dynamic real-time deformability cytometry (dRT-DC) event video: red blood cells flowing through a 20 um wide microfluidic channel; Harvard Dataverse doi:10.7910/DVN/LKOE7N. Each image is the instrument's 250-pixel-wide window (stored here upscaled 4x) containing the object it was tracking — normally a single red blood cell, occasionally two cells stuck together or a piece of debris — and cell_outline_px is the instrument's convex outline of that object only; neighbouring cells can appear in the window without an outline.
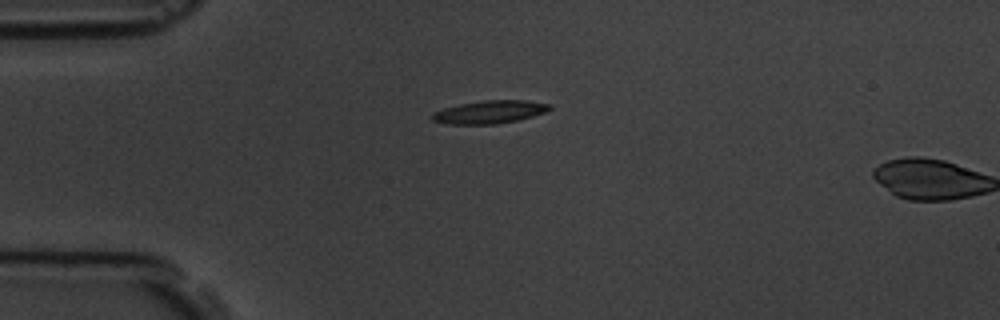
{"species": "common noctule bat (a hibernating species)", "species_latin": "Nyctalus noctula", "temperature_condition": "room temperature", "stored_images_in_passage": 2, "camera_frame_rate_fps": 3000, "um_per_image_px": 0.085, "animal": {"sex": "male", "body_mass_g": 19.5, "forearm_length_mm": 54.6}, "frame": {"image": 1, "passage_image": 1, "time_ms": 0.0, "image_size_px": [1000, 320], "cell_outline_px": [[552, 108], [544, 112], [532, 116], [516, 120], [496, 124], [448, 124], [432, 120], [432, 112], [444, 108], [460, 104], [484, 100], [524, 100], [552, 104]], "centroid_in_image_um": [41.62, 9.51], "position_along_channel_um": 43.4, "area_um2": 15.61}}